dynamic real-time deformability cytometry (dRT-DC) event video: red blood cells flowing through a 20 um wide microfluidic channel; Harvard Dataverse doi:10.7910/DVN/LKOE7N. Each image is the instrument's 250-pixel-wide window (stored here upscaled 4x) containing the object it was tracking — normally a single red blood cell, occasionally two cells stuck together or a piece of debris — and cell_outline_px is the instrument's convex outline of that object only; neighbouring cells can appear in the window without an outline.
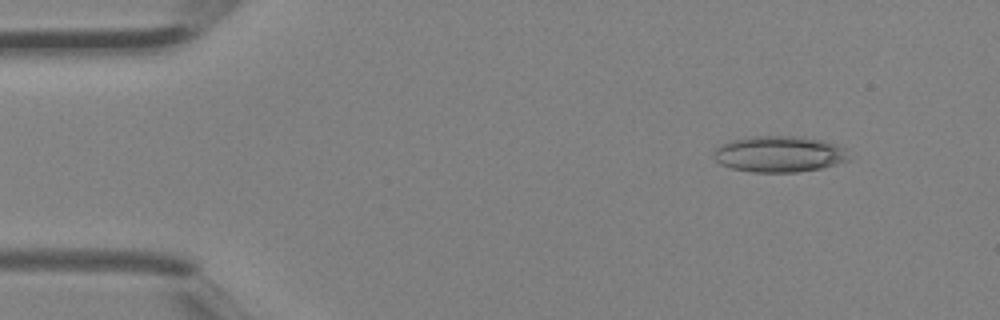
{"species": "Egyptian fruit bat (a non-hibernating species)", "species_latin": "Rousettus aegyptiacus", "temperature_condition": "room temperature", "stored_images_in_passage": 4, "camera_frame_rate_fps": 3000, "um_per_image_px": 0.085, "animal": {"sex": "female"}, "frame": {"image": 1, "passage_image": 4, "time_ms": 1.0, "image_size_px": [1000, 320], "cell_outline_px": [[848, 160], [836, 164], [820, 168], [796, 172], [752, 172], [732, 168], [720, 164], [712, 156], [712, 152], [720, 144], [732, 140], [752, 136], [804, 136], [824, 140], [836, 144], [844, 148]], "centroid_in_image_um": [66.19, 13.08], "position_along_channel_um": 18.8, "area_um2": 28.55}}